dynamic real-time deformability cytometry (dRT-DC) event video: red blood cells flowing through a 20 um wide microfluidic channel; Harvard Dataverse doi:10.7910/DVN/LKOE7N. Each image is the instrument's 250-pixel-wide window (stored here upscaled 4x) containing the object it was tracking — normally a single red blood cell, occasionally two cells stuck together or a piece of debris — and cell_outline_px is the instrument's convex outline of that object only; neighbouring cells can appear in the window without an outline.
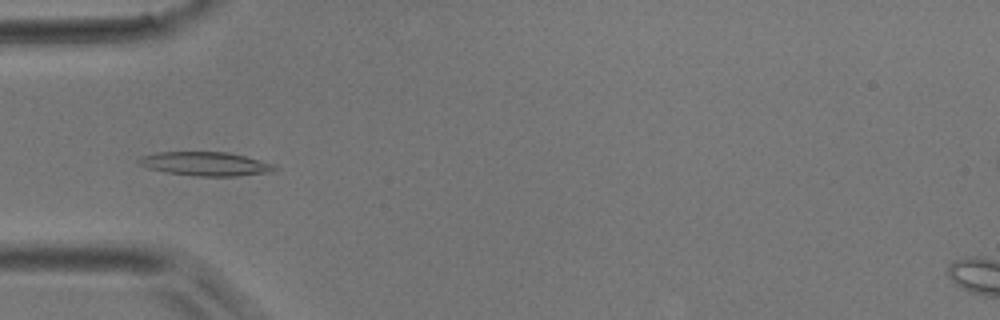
{"species": "common noctule bat (a hibernating species)", "species_latin": "Nyctalus noctula", "temperature_condition": "room temperature", "stored_images_in_passage": 11, "camera_frame_rate_fps": 3000, "um_per_image_px": 0.085, "animal": {"sex": "male", "body_mass_g": 17.9}, "frame": {"image": 1, "passage_image": 1, "time_ms": 0.0, "image_size_px": [1000, 320], "cell_outline_px": [[280, 168], [276, 172], [236, 176], [192, 176], [168, 172], [148, 168], [140, 164], [136, 160], [144, 156], [156, 152], [228, 152], [276, 164]], "centroid_in_image_um": [17.57, 13.93], "position_along_channel_um": 67.4, "area_um2": 19.02}}
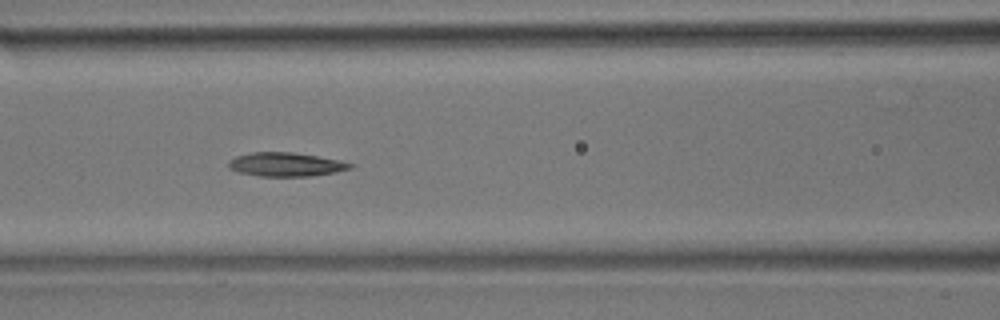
{"frame": {"image": 2, "passage_image": 6, "time_ms": 1.667, "image_size_px": [1000, 320], "cell_outline_px": [[356, 164], [352, 168], [336, 172], [312, 176], [260, 176], [240, 172], [228, 168], [228, 160], [236, 156], [252, 152], [292, 152], [316, 156]], "centroid_in_image_um": [24.29, 13.98], "position_along_channel_um": 142.3, "area_um2": 16.82}}
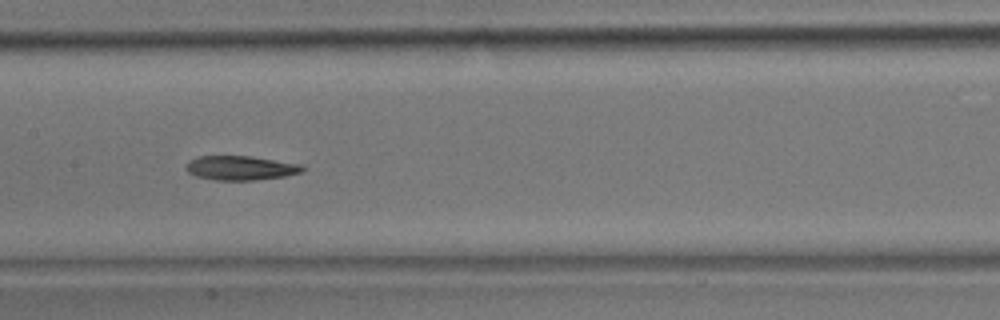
{"frame": {"image": 3, "passage_image": 9, "time_ms": 2.667, "image_size_px": [1000, 320], "cell_outline_px": [[308, 168], [304, 172], [284, 176], [252, 180], [216, 180], [196, 176], [188, 172], [184, 168], [188, 160], [200, 156], [252, 156], [304, 164]], "centroid_in_image_um": [20.51, 14.26], "position_along_channel_um": 186.9, "area_um2": 16.76}}